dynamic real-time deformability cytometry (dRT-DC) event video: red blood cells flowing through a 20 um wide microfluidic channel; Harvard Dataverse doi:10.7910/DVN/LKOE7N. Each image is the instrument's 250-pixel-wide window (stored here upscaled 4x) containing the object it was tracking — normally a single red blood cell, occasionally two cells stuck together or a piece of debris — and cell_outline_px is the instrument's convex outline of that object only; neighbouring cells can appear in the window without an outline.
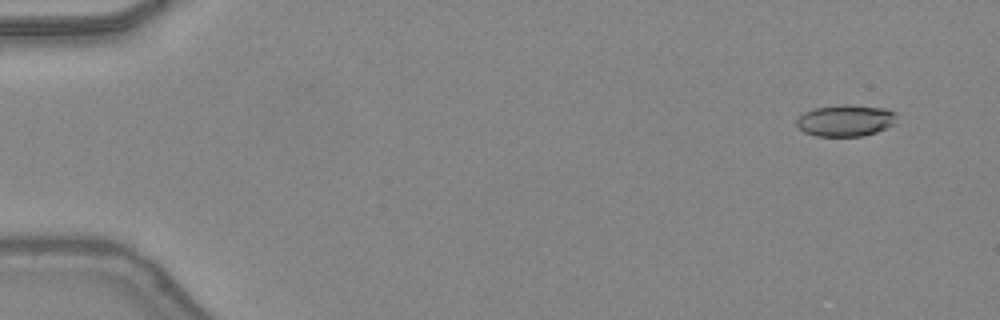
{"species": "common noctule bat (a hibernating species)", "species_latin": "Nyctalus noctula", "temperature_condition": "warm", "stored_images_in_passage": 49, "camera_frame_rate_fps": 3000, "um_per_image_px": 0.085, "animal": {"sex": "female", "body_mass_g": 24.6, "forearm_length_mm": 56.2}, "frame": {"image": 1, "passage_image": 4, "time_ms": 1.0, "image_size_px": [1000, 320], "cell_outline_px": [[896, 124], [888, 128], [876, 132], [860, 136], [816, 136], [804, 132], [796, 124], [796, 120], [804, 112], [812, 108], [840, 104], [852, 104], [888, 108], [896, 112]], "centroid_in_image_um": [71.91, 10.22], "position_along_channel_um": 13.1, "area_um2": 18.84}}
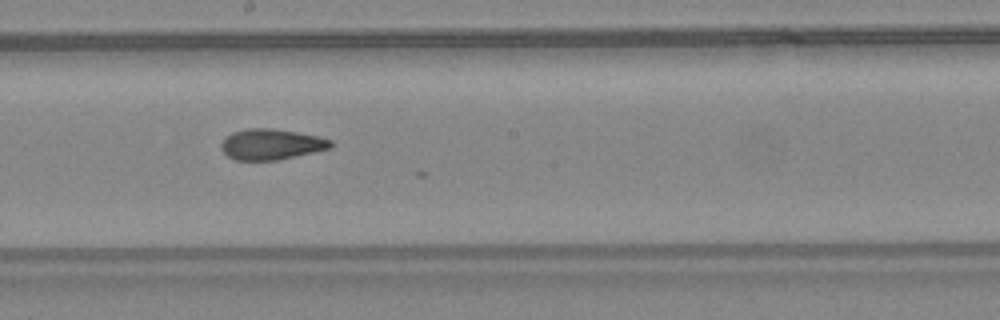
{"frame": {"image": 2, "passage_image": 28, "time_ms": 9.0, "image_size_px": [1000, 320], "cell_outline_px": [[332, 148], [276, 160], [236, 160], [228, 156], [220, 148], [220, 144], [232, 132], [248, 128], [272, 128], [320, 136], [332, 140]], "centroid_in_image_um": [23.07, 12.26], "position_along_channel_um": 225.1, "area_um2": 19.54}}
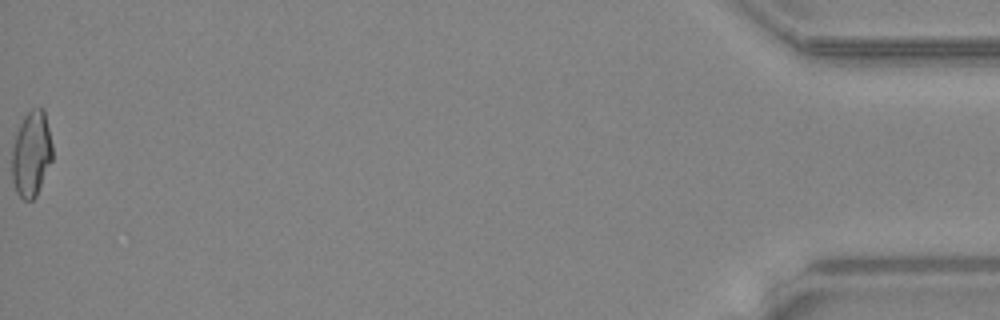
{"frame": {"image": 3, "passage_image": 49, "time_ms": 16.0, "image_size_px": [1000, 320], "cell_outline_px": [[52, 160], [36, 196], [32, 200], [24, 200], [16, 192], [12, 180], [12, 148], [20, 124], [24, 116], [32, 108], [44, 108], [52, 144]], "centroid_in_image_um": [2.67, 13.08], "position_along_channel_um": 432.5, "area_um2": 20.11}, "authors_computed_cell_mechanics": {"area_um2": 19.652, "velocity_mm_per_s": 4.3968, "shape_relaxation_time_tau1_ms": null, "shape_relaxation_time_tau2_ms": 2.755, "deformation_change_tau1": null, "deformation_change_tau2": 0.0975}}